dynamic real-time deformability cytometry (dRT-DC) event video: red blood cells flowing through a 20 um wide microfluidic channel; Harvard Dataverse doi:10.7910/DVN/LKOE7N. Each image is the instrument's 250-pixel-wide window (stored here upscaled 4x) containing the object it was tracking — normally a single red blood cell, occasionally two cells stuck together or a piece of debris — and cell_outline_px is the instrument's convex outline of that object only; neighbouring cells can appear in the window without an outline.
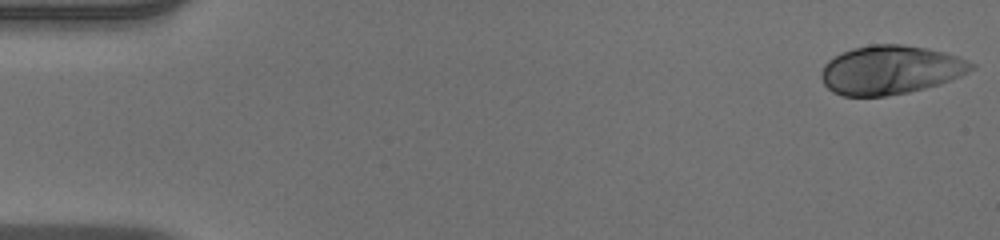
{"species": "human", "species_latin": "Homo sapiens", "temperature_condition": "warm", "stored_images_in_passage": 51, "camera_frame_rate_fps": 3000, "um_per_image_px": 0.085, "donor": {"sex": "male"}, "frame": {"image": 1, "passage_image": 1, "time_ms": 0.0, "image_size_px": [1000, 240], "cell_outline_px": [[976, 68], [960, 76], [940, 84], [908, 92], [884, 96], [844, 96], [832, 92], [824, 84], [820, 76], [824, 64], [828, 60], [840, 52], [852, 48], [872, 44], [904, 44], [928, 48], [944, 52], [956, 56], [976, 64]], "centroid_in_image_um": [75.67, 5.93], "position_along_channel_um": 9.3, "area_um2": 42.89}}
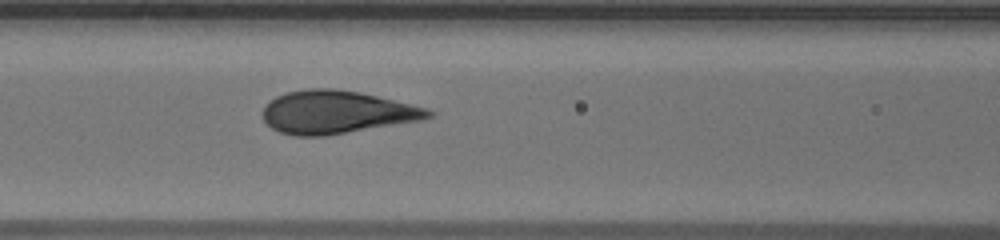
{"frame": {"image": 2, "passage_image": 22, "time_ms": 7.0, "image_size_px": [1000, 240], "cell_outline_px": [[436, 112], [432, 116], [420, 120], [324, 136], [296, 136], [280, 132], [272, 128], [264, 120], [264, 108], [268, 100], [276, 96], [288, 92], [308, 88], [332, 88], [360, 92], [428, 108]], "centroid_in_image_um": [28.6, 9.52], "position_along_channel_um": 138.0, "area_um2": 41.21}}
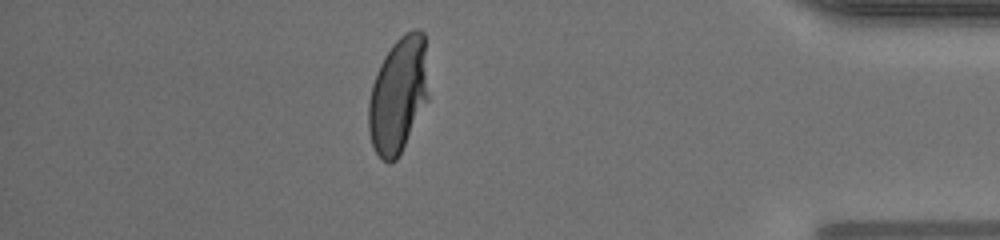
{"frame": {"image": 3, "passage_image": 45, "time_ms": 14.667, "image_size_px": [1000, 240], "cell_outline_px": [[428, 100], [396, 160], [388, 164], [376, 152], [372, 144], [368, 132], [368, 100], [372, 84], [376, 72], [384, 56], [392, 44], [404, 32], [416, 28], [420, 28], [424, 32], [428, 96]], "centroid_in_image_um": [33.83, 8.04], "position_along_channel_um": 401.4, "area_um2": 40.46}, "authors_computed_cell_mechanics": {"area_um2": 41.5004, "velocity_mm_per_s": 3.9461, "shape_relaxation_time_tau1_ms": 4.7069, "shape_relaxation_time_tau2_ms": null, "deformation_change_tau1": 0.2238, "deformation_change_tau2": null}}